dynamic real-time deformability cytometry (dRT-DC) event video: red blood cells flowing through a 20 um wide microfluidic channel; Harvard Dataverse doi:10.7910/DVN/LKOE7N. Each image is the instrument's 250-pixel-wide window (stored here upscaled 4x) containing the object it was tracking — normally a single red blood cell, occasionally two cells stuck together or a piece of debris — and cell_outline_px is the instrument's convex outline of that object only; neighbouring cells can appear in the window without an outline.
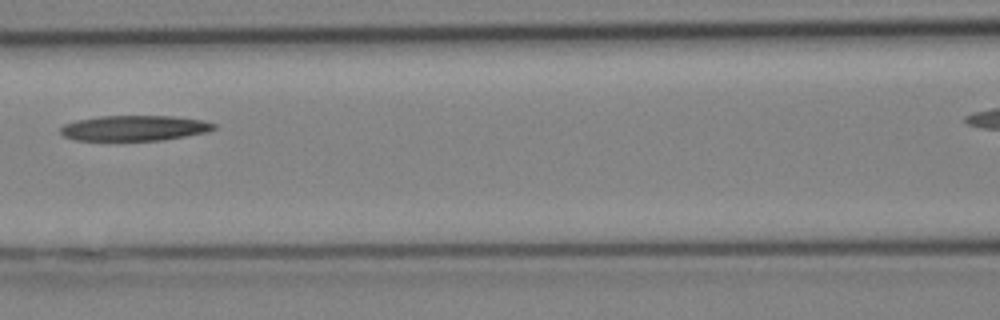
{"species": "Egyptian fruit bat (a non-hibernating species)", "species_latin": "Rousettus aegyptiacus", "temperature_condition": "cold", "stored_images_in_passage": 13, "camera_frame_rate_fps": 3000, "um_per_image_px": 0.085, "animal": {"sex": "female"}, "frame": {"image": 1, "passage_image": 10, "time_ms": 3.0, "image_size_px": [1000, 320], "cell_outline_px": [[216, 128], [208, 132], [164, 140], [76, 140], [64, 136], [60, 132], [60, 128], [64, 124], [76, 120], [100, 116], [176, 116], [200, 120], [216, 124]], "centroid_in_image_um": [11.43, 10.88], "position_along_channel_um": 155.2, "area_um2": 22.66}}